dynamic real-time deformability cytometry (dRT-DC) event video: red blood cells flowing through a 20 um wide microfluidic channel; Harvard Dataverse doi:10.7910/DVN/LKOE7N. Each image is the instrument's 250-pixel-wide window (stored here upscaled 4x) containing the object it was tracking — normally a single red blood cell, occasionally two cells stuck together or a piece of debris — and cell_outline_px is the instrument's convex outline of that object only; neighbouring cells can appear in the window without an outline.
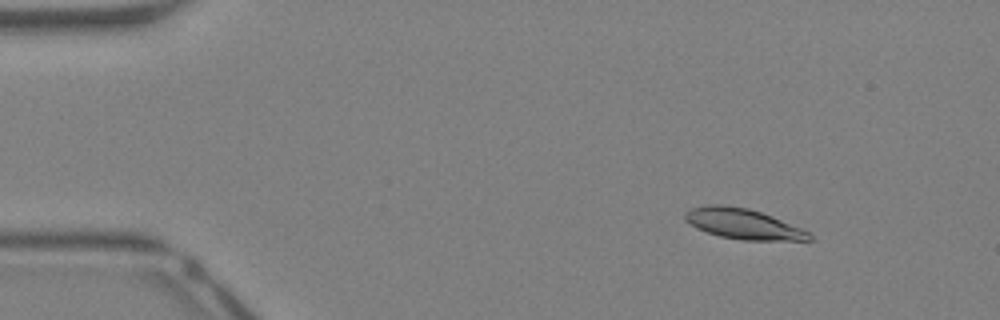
{"species": "Egyptian fruit bat (a non-hibernating species)", "species_latin": "Rousettus aegyptiacus", "temperature_condition": "warm", "stored_images_in_passage": 43, "camera_frame_rate_fps": 3000, "um_per_image_px": 0.085, "animal": {"sex": "female"}, "frame": {"image": 1, "passage_image": 6, "time_ms": 1.667, "image_size_px": [1000, 320], "cell_outline_px": [[816, 240], [740, 240], [720, 236], [696, 228], [684, 220], [684, 212], [692, 208], [704, 204], [724, 204], [748, 208], [772, 216], [800, 228], [808, 232]], "centroid_in_image_um": [63.12, 19.02], "position_along_channel_um": 21.9, "area_um2": 22.02}}
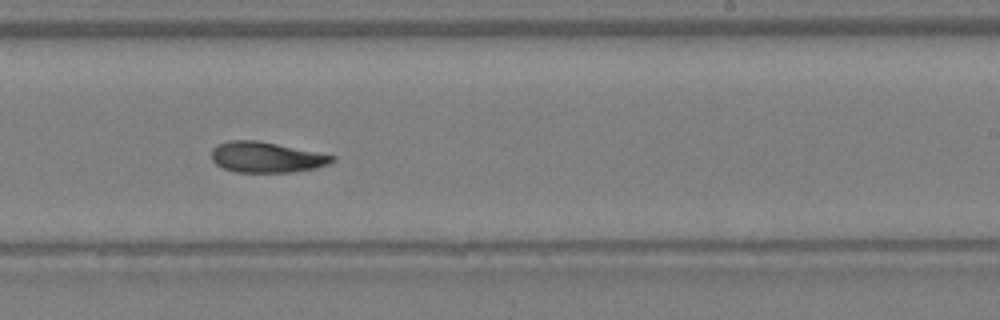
{"frame": {"image": 2, "passage_image": 27, "time_ms": 8.667, "image_size_px": [1000, 320], "cell_outline_px": [[336, 160], [328, 164], [316, 168], [292, 172], [236, 172], [224, 168], [216, 164], [212, 160], [212, 148], [216, 144], [228, 140], [256, 140], [336, 156]], "centroid_in_image_um": [22.62, 13.36], "position_along_channel_um": 266.4, "area_um2": 21.44}}
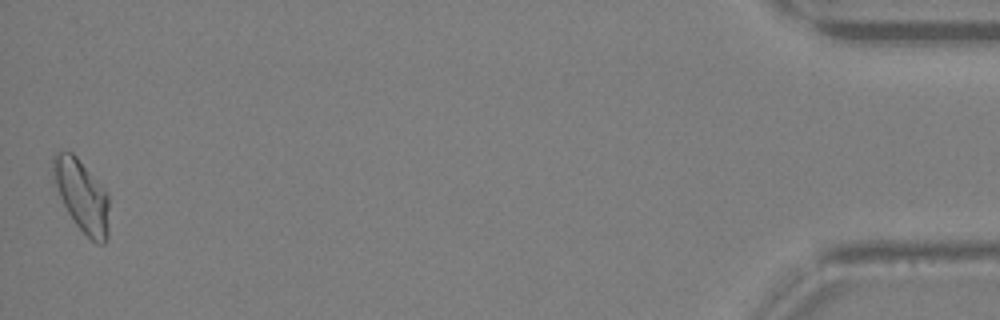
{"frame": {"image": 3, "passage_image": 43, "time_ms": 14.0, "image_size_px": [1000, 320], "cell_outline_px": [[108, 236], [104, 244], [96, 244], [76, 224], [68, 212], [60, 196], [52, 176], [52, 156], [56, 152], [72, 152], [76, 156], [108, 192]], "centroid_in_image_um": [6.96, 16.63], "position_along_channel_um": 428.2, "area_um2": 23.29}}